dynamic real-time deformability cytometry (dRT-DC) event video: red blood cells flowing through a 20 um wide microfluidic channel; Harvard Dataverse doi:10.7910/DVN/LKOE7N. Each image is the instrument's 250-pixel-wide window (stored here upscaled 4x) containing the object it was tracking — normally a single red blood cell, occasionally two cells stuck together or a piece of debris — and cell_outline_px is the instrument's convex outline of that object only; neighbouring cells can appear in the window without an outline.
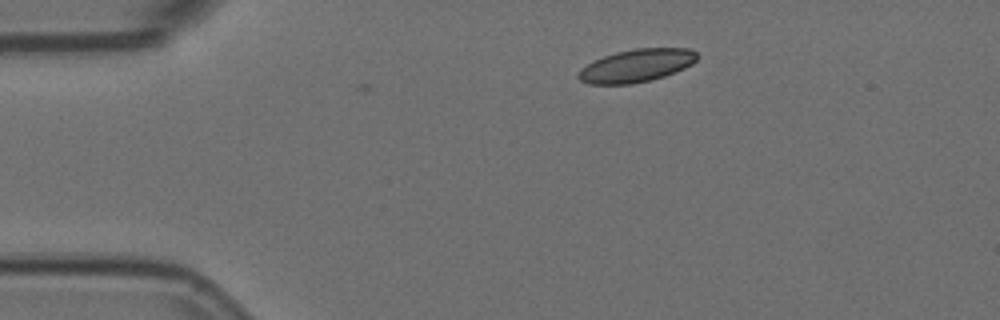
{"species": "Egyptian fruit bat (a non-hibernating species)", "species_latin": "Rousettus aegyptiacus", "temperature_condition": "room temperature", "stored_images_in_passage": 2, "camera_frame_rate_fps": 3000, "um_per_image_px": 0.085, "animal": {"sex": "female"}, "frame": {"image": 1, "passage_image": 2, "time_ms": 0.333, "image_size_px": [1000, 320], "cell_outline_px": [[700, 56], [692, 64], [684, 68], [664, 76], [652, 80], [632, 84], [588, 84], [580, 80], [576, 76], [580, 68], [604, 56], [616, 52], [636, 48], [692, 48]], "centroid_in_image_um": [54.12, 5.58], "position_along_channel_um": 30.9, "area_um2": 22.83}}